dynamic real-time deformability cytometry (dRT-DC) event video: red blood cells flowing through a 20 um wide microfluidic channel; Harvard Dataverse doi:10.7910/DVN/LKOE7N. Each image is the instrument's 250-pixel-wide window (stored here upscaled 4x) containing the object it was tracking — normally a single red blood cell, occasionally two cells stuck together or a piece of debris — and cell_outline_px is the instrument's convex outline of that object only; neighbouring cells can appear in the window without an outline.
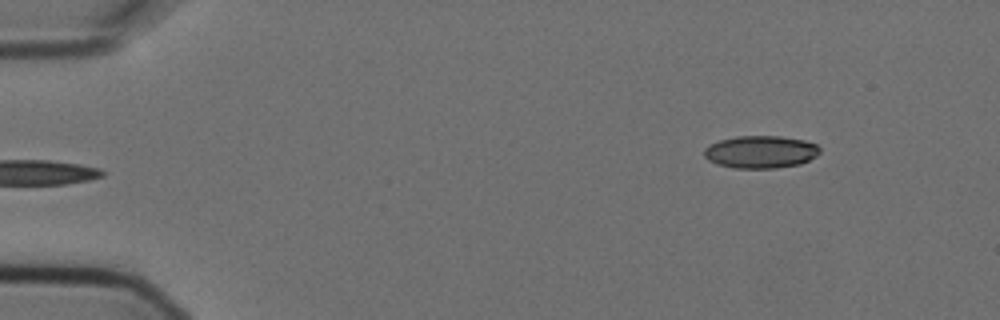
{"species": "Egyptian fruit bat (a non-hibernating species)", "species_latin": "Rousettus aegyptiacus", "temperature_condition": "cold", "stored_images_in_passage": 5, "segment_of_instrument_passage": [2, 2], "camera_frame_rate_fps": 3000, "um_per_image_px": 0.085, "animal": {"sex": "female"}, "frame": {"image": 1, "passage_image": 5, "time_ms": 1.333, "image_size_px": [1000, 320], "cell_outline_px": [[820, 152], [816, 156], [800, 164], [776, 168], [732, 168], [708, 160], [704, 156], [704, 148], [708, 144], [720, 140], [736, 136], [780, 136], [804, 140], [816, 144], [820, 148]], "centroid_in_image_um": [64.65, 12.91], "position_along_channel_um": 20.4, "area_um2": 21.96}}